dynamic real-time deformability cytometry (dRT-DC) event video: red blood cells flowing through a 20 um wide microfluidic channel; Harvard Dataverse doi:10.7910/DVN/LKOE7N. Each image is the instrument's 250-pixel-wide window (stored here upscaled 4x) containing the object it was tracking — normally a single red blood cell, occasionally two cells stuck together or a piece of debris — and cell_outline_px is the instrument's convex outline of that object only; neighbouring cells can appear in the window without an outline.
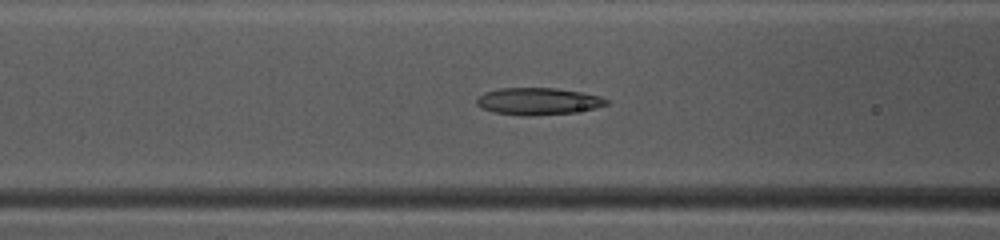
{"species": "common noctule bat (a hibernating species)", "species_latin": "Nyctalus noctula", "temperature_condition": "warm", "stored_images_in_passage": 42, "camera_frame_rate_fps": 3000, "um_per_image_px": 0.085, "animal": {"sex": "female", "body_mass_g": 10.0, "forearm_length_mm": 53.1}, "frame": {"image": 1, "passage_image": 13, "time_ms": 4.0, "image_size_px": [1000, 240], "cell_outline_px": [[608, 104], [596, 108], [572, 112], [528, 116], [520, 116], [492, 112], [480, 108], [476, 104], [476, 100], [484, 92], [500, 88], [556, 88], [580, 92], [600, 96], [608, 100]], "centroid_in_image_um": [45.69, 8.61], "position_along_channel_um": 120.9, "area_um2": 20.46}}
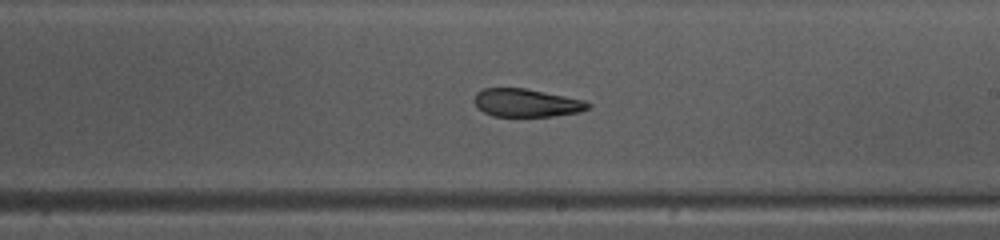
{"frame": {"image": 2, "passage_image": 22, "time_ms": 7.0, "image_size_px": [1000, 240], "cell_outline_px": [[592, 104], [588, 108], [580, 112], [552, 116], [492, 116], [476, 108], [472, 100], [476, 92], [484, 88], [524, 88], [584, 100]], "centroid_in_image_um": [44.69, 8.74], "position_along_channel_um": 244.3, "area_um2": 18.67}}
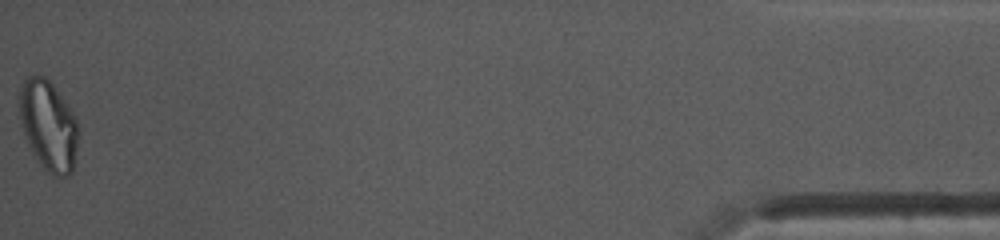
{"frame": {"image": 3, "passage_image": 42, "time_ms": 13.667, "image_size_px": [1000, 240], "cell_outline_px": [[80, 132], [72, 172], [68, 176], [52, 176], [40, 164], [32, 152], [24, 136], [20, 116], [20, 84], [28, 76], [44, 76], [52, 84], [72, 112], [76, 120]], "centroid_in_image_um": [4.12, 10.7], "position_along_channel_um": 431.1, "area_um2": 30.81}, "authors_computed_cell_mechanics": {"area_um2": 20.9236, "velocity_mm_per_s": 4.1171, "shape_relaxation_time_tau1_ms": 9.7461, "shape_relaxation_time_tau2_ms": 2.904, "deformation_change_tau1": 0.2721, "deformation_change_tau2": 0.0968}}